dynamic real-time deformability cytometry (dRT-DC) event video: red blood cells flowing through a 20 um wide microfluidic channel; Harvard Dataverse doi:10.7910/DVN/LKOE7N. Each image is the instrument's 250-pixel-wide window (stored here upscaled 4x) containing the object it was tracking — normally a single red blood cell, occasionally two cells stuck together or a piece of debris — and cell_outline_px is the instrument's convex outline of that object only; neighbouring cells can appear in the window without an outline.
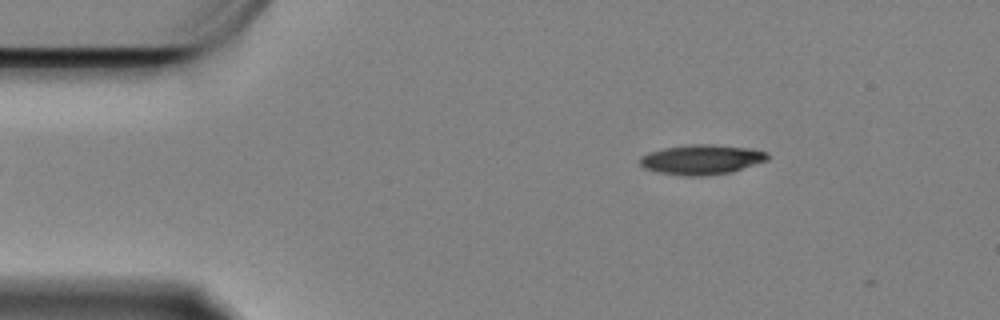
{"species": "Egyptian fruit bat (a non-hibernating species)", "species_latin": "Rousettus aegyptiacus", "temperature_condition": "cold", "stored_images_in_passage": 4, "camera_frame_rate_fps": 3000, "um_per_image_px": 0.085, "animal": {"sex": "female"}, "frame": {"image": 1, "passage_image": 1, "time_ms": 0.0, "image_size_px": [1000, 320], "cell_outline_px": [[768, 160], [732, 172], [704, 176], [688, 176], [660, 172], [644, 168], [640, 164], [640, 156], [664, 148], [692, 144], [712, 144], [748, 148], [768, 152]], "centroid_in_image_um": [59.67, 13.56], "position_along_channel_um": 25.3, "area_um2": 22.02}}